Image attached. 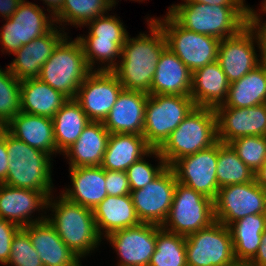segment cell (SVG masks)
<instances>
[{
    "instance_id": "obj_33",
    "label": "cell",
    "mask_w": 266,
    "mask_h": 266,
    "mask_svg": "<svg viewBox=\"0 0 266 266\" xmlns=\"http://www.w3.org/2000/svg\"><path fill=\"white\" fill-rule=\"evenodd\" d=\"M116 5L113 0H64L60 10L53 16L55 25L65 31H69L71 26L81 28L96 17L113 11Z\"/></svg>"
},
{
    "instance_id": "obj_39",
    "label": "cell",
    "mask_w": 266,
    "mask_h": 266,
    "mask_svg": "<svg viewBox=\"0 0 266 266\" xmlns=\"http://www.w3.org/2000/svg\"><path fill=\"white\" fill-rule=\"evenodd\" d=\"M120 16L109 12L87 22L82 28H88L87 34L77 35L78 39H105L111 41H126L129 32ZM85 36V37H84Z\"/></svg>"
},
{
    "instance_id": "obj_44",
    "label": "cell",
    "mask_w": 266,
    "mask_h": 266,
    "mask_svg": "<svg viewBox=\"0 0 266 266\" xmlns=\"http://www.w3.org/2000/svg\"><path fill=\"white\" fill-rule=\"evenodd\" d=\"M105 179L108 195H130L131 188L126 171L105 170Z\"/></svg>"
},
{
    "instance_id": "obj_11",
    "label": "cell",
    "mask_w": 266,
    "mask_h": 266,
    "mask_svg": "<svg viewBox=\"0 0 266 266\" xmlns=\"http://www.w3.org/2000/svg\"><path fill=\"white\" fill-rule=\"evenodd\" d=\"M46 11L36 3L23 0L0 27L1 53L12 55L23 45L48 33L55 26V21Z\"/></svg>"
},
{
    "instance_id": "obj_46",
    "label": "cell",
    "mask_w": 266,
    "mask_h": 266,
    "mask_svg": "<svg viewBox=\"0 0 266 266\" xmlns=\"http://www.w3.org/2000/svg\"><path fill=\"white\" fill-rule=\"evenodd\" d=\"M265 15L266 10H256L253 6L250 7V23L259 31L266 53V19L263 18Z\"/></svg>"
},
{
    "instance_id": "obj_2",
    "label": "cell",
    "mask_w": 266,
    "mask_h": 266,
    "mask_svg": "<svg viewBox=\"0 0 266 266\" xmlns=\"http://www.w3.org/2000/svg\"><path fill=\"white\" fill-rule=\"evenodd\" d=\"M57 195L48 198L46 220L69 249L82 261L87 260V256L98 252L103 241L96 228L93 210L69 201L60 193Z\"/></svg>"
},
{
    "instance_id": "obj_43",
    "label": "cell",
    "mask_w": 266,
    "mask_h": 266,
    "mask_svg": "<svg viewBox=\"0 0 266 266\" xmlns=\"http://www.w3.org/2000/svg\"><path fill=\"white\" fill-rule=\"evenodd\" d=\"M21 227L0 218V266H6L11 252L13 237Z\"/></svg>"
},
{
    "instance_id": "obj_24",
    "label": "cell",
    "mask_w": 266,
    "mask_h": 266,
    "mask_svg": "<svg viewBox=\"0 0 266 266\" xmlns=\"http://www.w3.org/2000/svg\"><path fill=\"white\" fill-rule=\"evenodd\" d=\"M109 135L103 122L91 121L76 142L61 154L67 159L68 168L101 166Z\"/></svg>"
},
{
    "instance_id": "obj_48",
    "label": "cell",
    "mask_w": 266,
    "mask_h": 266,
    "mask_svg": "<svg viewBox=\"0 0 266 266\" xmlns=\"http://www.w3.org/2000/svg\"><path fill=\"white\" fill-rule=\"evenodd\" d=\"M261 244L255 257L247 264V266H266V230L261 235Z\"/></svg>"
},
{
    "instance_id": "obj_35",
    "label": "cell",
    "mask_w": 266,
    "mask_h": 266,
    "mask_svg": "<svg viewBox=\"0 0 266 266\" xmlns=\"http://www.w3.org/2000/svg\"><path fill=\"white\" fill-rule=\"evenodd\" d=\"M148 266H187L186 237L157 225L156 249Z\"/></svg>"
},
{
    "instance_id": "obj_27",
    "label": "cell",
    "mask_w": 266,
    "mask_h": 266,
    "mask_svg": "<svg viewBox=\"0 0 266 266\" xmlns=\"http://www.w3.org/2000/svg\"><path fill=\"white\" fill-rule=\"evenodd\" d=\"M93 214L97 231L102 238L116 230L141 223L130 195H107L93 210Z\"/></svg>"
},
{
    "instance_id": "obj_58",
    "label": "cell",
    "mask_w": 266,
    "mask_h": 266,
    "mask_svg": "<svg viewBox=\"0 0 266 266\" xmlns=\"http://www.w3.org/2000/svg\"><path fill=\"white\" fill-rule=\"evenodd\" d=\"M235 266H247V265H244V264H237Z\"/></svg>"
},
{
    "instance_id": "obj_13",
    "label": "cell",
    "mask_w": 266,
    "mask_h": 266,
    "mask_svg": "<svg viewBox=\"0 0 266 266\" xmlns=\"http://www.w3.org/2000/svg\"><path fill=\"white\" fill-rule=\"evenodd\" d=\"M215 221L225 226L248 215L265 214L266 190L256 182L219 188L214 199Z\"/></svg>"
},
{
    "instance_id": "obj_7",
    "label": "cell",
    "mask_w": 266,
    "mask_h": 266,
    "mask_svg": "<svg viewBox=\"0 0 266 266\" xmlns=\"http://www.w3.org/2000/svg\"><path fill=\"white\" fill-rule=\"evenodd\" d=\"M151 18L161 27L167 47L192 73L217 61L219 39L185 29L167 11L164 16Z\"/></svg>"
},
{
    "instance_id": "obj_14",
    "label": "cell",
    "mask_w": 266,
    "mask_h": 266,
    "mask_svg": "<svg viewBox=\"0 0 266 266\" xmlns=\"http://www.w3.org/2000/svg\"><path fill=\"white\" fill-rule=\"evenodd\" d=\"M176 183L173 169L167 166L154 181L141 189L131 190L130 196L140 222L163 225L173 202Z\"/></svg>"
},
{
    "instance_id": "obj_54",
    "label": "cell",
    "mask_w": 266,
    "mask_h": 266,
    "mask_svg": "<svg viewBox=\"0 0 266 266\" xmlns=\"http://www.w3.org/2000/svg\"><path fill=\"white\" fill-rule=\"evenodd\" d=\"M4 128H5V126L0 123V133L3 131Z\"/></svg>"
},
{
    "instance_id": "obj_30",
    "label": "cell",
    "mask_w": 266,
    "mask_h": 266,
    "mask_svg": "<svg viewBox=\"0 0 266 266\" xmlns=\"http://www.w3.org/2000/svg\"><path fill=\"white\" fill-rule=\"evenodd\" d=\"M238 264L247 265L256 255L266 230L265 214L248 215L228 226Z\"/></svg>"
},
{
    "instance_id": "obj_17",
    "label": "cell",
    "mask_w": 266,
    "mask_h": 266,
    "mask_svg": "<svg viewBox=\"0 0 266 266\" xmlns=\"http://www.w3.org/2000/svg\"><path fill=\"white\" fill-rule=\"evenodd\" d=\"M157 224L140 223L108 234L103 241L109 242L116 253L117 263L148 266L156 249Z\"/></svg>"
},
{
    "instance_id": "obj_38",
    "label": "cell",
    "mask_w": 266,
    "mask_h": 266,
    "mask_svg": "<svg viewBox=\"0 0 266 266\" xmlns=\"http://www.w3.org/2000/svg\"><path fill=\"white\" fill-rule=\"evenodd\" d=\"M21 81L0 66V123L4 126L21 111Z\"/></svg>"
},
{
    "instance_id": "obj_42",
    "label": "cell",
    "mask_w": 266,
    "mask_h": 266,
    "mask_svg": "<svg viewBox=\"0 0 266 266\" xmlns=\"http://www.w3.org/2000/svg\"><path fill=\"white\" fill-rule=\"evenodd\" d=\"M6 266H44L28 233L22 227L13 237Z\"/></svg>"
},
{
    "instance_id": "obj_49",
    "label": "cell",
    "mask_w": 266,
    "mask_h": 266,
    "mask_svg": "<svg viewBox=\"0 0 266 266\" xmlns=\"http://www.w3.org/2000/svg\"><path fill=\"white\" fill-rule=\"evenodd\" d=\"M23 0H0V17L9 19Z\"/></svg>"
},
{
    "instance_id": "obj_40",
    "label": "cell",
    "mask_w": 266,
    "mask_h": 266,
    "mask_svg": "<svg viewBox=\"0 0 266 266\" xmlns=\"http://www.w3.org/2000/svg\"><path fill=\"white\" fill-rule=\"evenodd\" d=\"M148 158L156 159L155 162L157 161V164H151ZM167 166L158 149H151L145 156L131 164L126 170L131 190L141 189L154 181Z\"/></svg>"
},
{
    "instance_id": "obj_41",
    "label": "cell",
    "mask_w": 266,
    "mask_h": 266,
    "mask_svg": "<svg viewBox=\"0 0 266 266\" xmlns=\"http://www.w3.org/2000/svg\"><path fill=\"white\" fill-rule=\"evenodd\" d=\"M228 144L253 173L266 161V136H243Z\"/></svg>"
},
{
    "instance_id": "obj_26",
    "label": "cell",
    "mask_w": 266,
    "mask_h": 266,
    "mask_svg": "<svg viewBox=\"0 0 266 266\" xmlns=\"http://www.w3.org/2000/svg\"><path fill=\"white\" fill-rule=\"evenodd\" d=\"M229 85L219 62L215 61L193 72L190 96L195 106L215 108L226 101Z\"/></svg>"
},
{
    "instance_id": "obj_9",
    "label": "cell",
    "mask_w": 266,
    "mask_h": 266,
    "mask_svg": "<svg viewBox=\"0 0 266 266\" xmlns=\"http://www.w3.org/2000/svg\"><path fill=\"white\" fill-rule=\"evenodd\" d=\"M194 107L191 96L149 94L143 130L146 143L158 149Z\"/></svg>"
},
{
    "instance_id": "obj_29",
    "label": "cell",
    "mask_w": 266,
    "mask_h": 266,
    "mask_svg": "<svg viewBox=\"0 0 266 266\" xmlns=\"http://www.w3.org/2000/svg\"><path fill=\"white\" fill-rule=\"evenodd\" d=\"M68 98L39 78L21 81V112L53 118Z\"/></svg>"
},
{
    "instance_id": "obj_19",
    "label": "cell",
    "mask_w": 266,
    "mask_h": 266,
    "mask_svg": "<svg viewBox=\"0 0 266 266\" xmlns=\"http://www.w3.org/2000/svg\"><path fill=\"white\" fill-rule=\"evenodd\" d=\"M69 32L55 25L48 33L23 45L6 65L18 80L39 78L43 64L52 55L58 43Z\"/></svg>"
},
{
    "instance_id": "obj_5",
    "label": "cell",
    "mask_w": 266,
    "mask_h": 266,
    "mask_svg": "<svg viewBox=\"0 0 266 266\" xmlns=\"http://www.w3.org/2000/svg\"><path fill=\"white\" fill-rule=\"evenodd\" d=\"M218 141L214 108L195 106L158 151L168 166Z\"/></svg>"
},
{
    "instance_id": "obj_32",
    "label": "cell",
    "mask_w": 266,
    "mask_h": 266,
    "mask_svg": "<svg viewBox=\"0 0 266 266\" xmlns=\"http://www.w3.org/2000/svg\"><path fill=\"white\" fill-rule=\"evenodd\" d=\"M53 130L56 142V156L66 151L81 135L91 122L79 103L68 99L53 116Z\"/></svg>"
},
{
    "instance_id": "obj_37",
    "label": "cell",
    "mask_w": 266,
    "mask_h": 266,
    "mask_svg": "<svg viewBox=\"0 0 266 266\" xmlns=\"http://www.w3.org/2000/svg\"><path fill=\"white\" fill-rule=\"evenodd\" d=\"M217 138L228 144L236 138L250 136V112L247 108L215 107Z\"/></svg>"
},
{
    "instance_id": "obj_21",
    "label": "cell",
    "mask_w": 266,
    "mask_h": 266,
    "mask_svg": "<svg viewBox=\"0 0 266 266\" xmlns=\"http://www.w3.org/2000/svg\"><path fill=\"white\" fill-rule=\"evenodd\" d=\"M70 184L60 190L69 201L94 210L108 193L105 169L101 166L69 168Z\"/></svg>"
},
{
    "instance_id": "obj_36",
    "label": "cell",
    "mask_w": 266,
    "mask_h": 266,
    "mask_svg": "<svg viewBox=\"0 0 266 266\" xmlns=\"http://www.w3.org/2000/svg\"><path fill=\"white\" fill-rule=\"evenodd\" d=\"M88 66L92 71H112L121 57L122 46L126 41L105 39H79Z\"/></svg>"
},
{
    "instance_id": "obj_52",
    "label": "cell",
    "mask_w": 266,
    "mask_h": 266,
    "mask_svg": "<svg viewBox=\"0 0 266 266\" xmlns=\"http://www.w3.org/2000/svg\"><path fill=\"white\" fill-rule=\"evenodd\" d=\"M255 182L266 190V161L254 174Z\"/></svg>"
},
{
    "instance_id": "obj_53",
    "label": "cell",
    "mask_w": 266,
    "mask_h": 266,
    "mask_svg": "<svg viewBox=\"0 0 266 266\" xmlns=\"http://www.w3.org/2000/svg\"><path fill=\"white\" fill-rule=\"evenodd\" d=\"M257 10H266V0H262Z\"/></svg>"
},
{
    "instance_id": "obj_57",
    "label": "cell",
    "mask_w": 266,
    "mask_h": 266,
    "mask_svg": "<svg viewBox=\"0 0 266 266\" xmlns=\"http://www.w3.org/2000/svg\"><path fill=\"white\" fill-rule=\"evenodd\" d=\"M59 266H82V265H59Z\"/></svg>"
},
{
    "instance_id": "obj_23",
    "label": "cell",
    "mask_w": 266,
    "mask_h": 266,
    "mask_svg": "<svg viewBox=\"0 0 266 266\" xmlns=\"http://www.w3.org/2000/svg\"><path fill=\"white\" fill-rule=\"evenodd\" d=\"M192 75L190 69L166 47L159 57L150 95L190 96Z\"/></svg>"
},
{
    "instance_id": "obj_56",
    "label": "cell",
    "mask_w": 266,
    "mask_h": 266,
    "mask_svg": "<svg viewBox=\"0 0 266 266\" xmlns=\"http://www.w3.org/2000/svg\"><path fill=\"white\" fill-rule=\"evenodd\" d=\"M116 266H134V265L116 264Z\"/></svg>"
},
{
    "instance_id": "obj_18",
    "label": "cell",
    "mask_w": 266,
    "mask_h": 266,
    "mask_svg": "<svg viewBox=\"0 0 266 266\" xmlns=\"http://www.w3.org/2000/svg\"><path fill=\"white\" fill-rule=\"evenodd\" d=\"M48 198L42 191L0 184V218L20 227L42 222L46 220Z\"/></svg>"
},
{
    "instance_id": "obj_8",
    "label": "cell",
    "mask_w": 266,
    "mask_h": 266,
    "mask_svg": "<svg viewBox=\"0 0 266 266\" xmlns=\"http://www.w3.org/2000/svg\"><path fill=\"white\" fill-rule=\"evenodd\" d=\"M265 59L264 44L259 31L252 23L235 36L224 38L219 42L217 61L229 83L238 81Z\"/></svg>"
},
{
    "instance_id": "obj_22",
    "label": "cell",
    "mask_w": 266,
    "mask_h": 266,
    "mask_svg": "<svg viewBox=\"0 0 266 266\" xmlns=\"http://www.w3.org/2000/svg\"><path fill=\"white\" fill-rule=\"evenodd\" d=\"M22 228L28 233L44 266L82 265V260L61 240L47 220Z\"/></svg>"
},
{
    "instance_id": "obj_25",
    "label": "cell",
    "mask_w": 266,
    "mask_h": 266,
    "mask_svg": "<svg viewBox=\"0 0 266 266\" xmlns=\"http://www.w3.org/2000/svg\"><path fill=\"white\" fill-rule=\"evenodd\" d=\"M5 129L30 147L37 148L52 158L56 157L52 118L20 111L5 125Z\"/></svg>"
},
{
    "instance_id": "obj_16",
    "label": "cell",
    "mask_w": 266,
    "mask_h": 266,
    "mask_svg": "<svg viewBox=\"0 0 266 266\" xmlns=\"http://www.w3.org/2000/svg\"><path fill=\"white\" fill-rule=\"evenodd\" d=\"M122 90L112 71H92L78 88L74 99L90 121L103 122Z\"/></svg>"
},
{
    "instance_id": "obj_10",
    "label": "cell",
    "mask_w": 266,
    "mask_h": 266,
    "mask_svg": "<svg viewBox=\"0 0 266 266\" xmlns=\"http://www.w3.org/2000/svg\"><path fill=\"white\" fill-rule=\"evenodd\" d=\"M213 222V200L177 182L168 217L161 227L168 232L186 237Z\"/></svg>"
},
{
    "instance_id": "obj_3",
    "label": "cell",
    "mask_w": 266,
    "mask_h": 266,
    "mask_svg": "<svg viewBox=\"0 0 266 266\" xmlns=\"http://www.w3.org/2000/svg\"><path fill=\"white\" fill-rule=\"evenodd\" d=\"M167 12L185 29L219 40L238 34L250 23V6L173 3Z\"/></svg>"
},
{
    "instance_id": "obj_15",
    "label": "cell",
    "mask_w": 266,
    "mask_h": 266,
    "mask_svg": "<svg viewBox=\"0 0 266 266\" xmlns=\"http://www.w3.org/2000/svg\"><path fill=\"white\" fill-rule=\"evenodd\" d=\"M218 141L209 148L181 157L170 167L177 182L214 201L219 187L217 183Z\"/></svg>"
},
{
    "instance_id": "obj_50",
    "label": "cell",
    "mask_w": 266,
    "mask_h": 266,
    "mask_svg": "<svg viewBox=\"0 0 266 266\" xmlns=\"http://www.w3.org/2000/svg\"><path fill=\"white\" fill-rule=\"evenodd\" d=\"M185 3H203L218 6H250L245 0H181Z\"/></svg>"
},
{
    "instance_id": "obj_12",
    "label": "cell",
    "mask_w": 266,
    "mask_h": 266,
    "mask_svg": "<svg viewBox=\"0 0 266 266\" xmlns=\"http://www.w3.org/2000/svg\"><path fill=\"white\" fill-rule=\"evenodd\" d=\"M187 266H235L230 230L219 221L186 236Z\"/></svg>"
},
{
    "instance_id": "obj_51",
    "label": "cell",
    "mask_w": 266,
    "mask_h": 266,
    "mask_svg": "<svg viewBox=\"0 0 266 266\" xmlns=\"http://www.w3.org/2000/svg\"><path fill=\"white\" fill-rule=\"evenodd\" d=\"M43 2V8L47 10L49 14L54 16L61 8L64 0H40ZM46 7V8H45Z\"/></svg>"
},
{
    "instance_id": "obj_4",
    "label": "cell",
    "mask_w": 266,
    "mask_h": 266,
    "mask_svg": "<svg viewBox=\"0 0 266 266\" xmlns=\"http://www.w3.org/2000/svg\"><path fill=\"white\" fill-rule=\"evenodd\" d=\"M6 148L9 167L6 180L2 184L42 191L48 197L56 192L52 177L54 159L49 154L30 147L7 130Z\"/></svg>"
},
{
    "instance_id": "obj_1",
    "label": "cell",
    "mask_w": 266,
    "mask_h": 266,
    "mask_svg": "<svg viewBox=\"0 0 266 266\" xmlns=\"http://www.w3.org/2000/svg\"><path fill=\"white\" fill-rule=\"evenodd\" d=\"M148 17L145 19L149 31L139 32L135 37L128 35L118 64L112 72L124 90L150 94L159 57L167 44L161 27L151 16Z\"/></svg>"
},
{
    "instance_id": "obj_55",
    "label": "cell",
    "mask_w": 266,
    "mask_h": 266,
    "mask_svg": "<svg viewBox=\"0 0 266 266\" xmlns=\"http://www.w3.org/2000/svg\"><path fill=\"white\" fill-rule=\"evenodd\" d=\"M126 1H127V0H126ZM130 1H134V2H137V3H138V2H139V3H140V2L142 3L143 1H147V0H130Z\"/></svg>"
},
{
    "instance_id": "obj_20",
    "label": "cell",
    "mask_w": 266,
    "mask_h": 266,
    "mask_svg": "<svg viewBox=\"0 0 266 266\" xmlns=\"http://www.w3.org/2000/svg\"><path fill=\"white\" fill-rule=\"evenodd\" d=\"M148 96L145 92L123 89L103 121L104 127L110 134L143 135Z\"/></svg>"
},
{
    "instance_id": "obj_31",
    "label": "cell",
    "mask_w": 266,
    "mask_h": 266,
    "mask_svg": "<svg viewBox=\"0 0 266 266\" xmlns=\"http://www.w3.org/2000/svg\"><path fill=\"white\" fill-rule=\"evenodd\" d=\"M266 103V59L241 79L230 83L226 101L217 107L247 108Z\"/></svg>"
},
{
    "instance_id": "obj_6",
    "label": "cell",
    "mask_w": 266,
    "mask_h": 266,
    "mask_svg": "<svg viewBox=\"0 0 266 266\" xmlns=\"http://www.w3.org/2000/svg\"><path fill=\"white\" fill-rule=\"evenodd\" d=\"M91 72L80 40L77 37L73 40L67 34L43 64L39 79L68 99H73Z\"/></svg>"
},
{
    "instance_id": "obj_45",
    "label": "cell",
    "mask_w": 266,
    "mask_h": 266,
    "mask_svg": "<svg viewBox=\"0 0 266 266\" xmlns=\"http://www.w3.org/2000/svg\"><path fill=\"white\" fill-rule=\"evenodd\" d=\"M250 136H266V103L248 107Z\"/></svg>"
},
{
    "instance_id": "obj_47",
    "label": "cell",
    "mask_w": 266,
    "mask_h": 266,
    "mask_svg": "<svg viewBox=\"0 0 266 266\" xmlns=\"http://www.w3.org/2000/svg\"><path fill=\"white\" fill-rule=\"evenodd\" d=\"M8 154L6 148V129L0 133V184L6 180L8 173Z\"/></svg>"
},
{
    "instance_id": "obj_28",
    "label": "cell",
    "mask_w": 266,
    "mask_h": 266,
    "mask_svg": "<svg viewBox=\"0 0 266 266\" xmlns=\"http://www.w3.org/2000/svg\"><path fill=\"white\" fill-rule=\"evenodd\" d=\"M151 149L143 135L110 134L101 167L105 170L126 171Z\"/></svg>"
},
{
    "instance_id": "obj_34",
    "label": "cell",
    "mask_w": 266,
    "mask_h": 266,
    "mask_svg": "<svg viewBox=\"0 0 266 266\" xmlns=\"http://www.w3.org/2000/svg\"><path fill=\"white\" fill-rule=\"evenodd\" d=\"M217 183L222 188L254 181L253 171L237 156L229 144L218 140Z\"/></svg>"
}]
</instances>
